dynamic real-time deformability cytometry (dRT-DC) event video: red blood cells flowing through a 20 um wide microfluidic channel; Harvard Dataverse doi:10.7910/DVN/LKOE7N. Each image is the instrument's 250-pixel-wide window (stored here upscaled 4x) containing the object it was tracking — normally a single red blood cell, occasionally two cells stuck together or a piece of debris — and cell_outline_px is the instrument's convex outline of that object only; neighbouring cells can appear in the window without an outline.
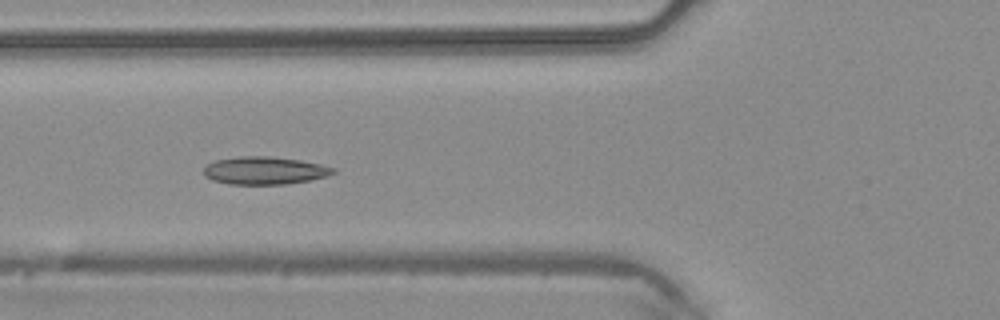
{"species": "common noctule bat (a hibernating species)", "species_latin": "Nyctalus noctula", "temperature_condition": "warm", "stored_images_in_passage": 3, "camera_frame_rate_fps": 3000, "um_per_image_px": 0.085, "animal": {"sex": "male", "body_mass_g": 20.4}, "frame": {"image": 1, "passage_image": 3, "time_ms": 0.667, "image_size_px": [1000, 320], "cell_outline_px": [[336, 172], [324, 176], [308, 180], [284, 184], [228, 184], [212, 180], [204, 176], [204, 168], [212, 160], [240, 156], [272, 156], [300, 160], [320, 164], [336, 168]], "centroid_in_image_um": [22.44, 14.48], "position_along_channel_um": 103.4, "area_um2": 20.92}}